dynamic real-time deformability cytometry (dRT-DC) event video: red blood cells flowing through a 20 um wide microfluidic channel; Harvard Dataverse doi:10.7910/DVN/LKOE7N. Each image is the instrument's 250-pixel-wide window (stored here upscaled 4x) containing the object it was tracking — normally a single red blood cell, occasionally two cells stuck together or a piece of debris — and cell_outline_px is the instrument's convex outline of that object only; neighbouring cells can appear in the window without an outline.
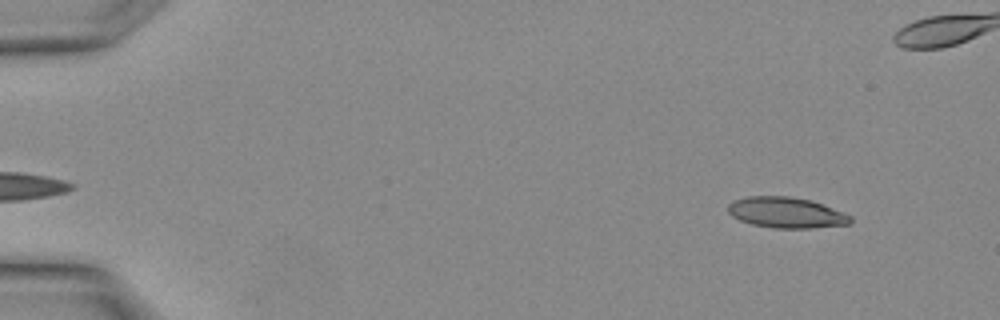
{"species": "Egyptian fruit bat (a non-hibernating species)", "species_latin": "Rousettus aegyptiacus", "temperature_condition": "warm", "stored_images_in_passage": 9, "camera_frame_rate_fps": 3000, "um_per_image_px": 0.085, "animal": {"sex": "female"}, "frame": {"image": 1, "passage_image": 2, "time_ms": 0.333, "image_size_px": [1000, 320], "cell_outline_px": [[852, 224], [812, 228], [772, 228], [752, 224], [740, 220], [732, 216], [728, 212], [728, 204], [732, 200], [748, 196], [788, 196], [808, 200], [820, 204], [852, 216]], "centroid_in_image_um": [66.8, 18.08], "position_along_channel_um": 18.2, "area_um2": 21.85}}